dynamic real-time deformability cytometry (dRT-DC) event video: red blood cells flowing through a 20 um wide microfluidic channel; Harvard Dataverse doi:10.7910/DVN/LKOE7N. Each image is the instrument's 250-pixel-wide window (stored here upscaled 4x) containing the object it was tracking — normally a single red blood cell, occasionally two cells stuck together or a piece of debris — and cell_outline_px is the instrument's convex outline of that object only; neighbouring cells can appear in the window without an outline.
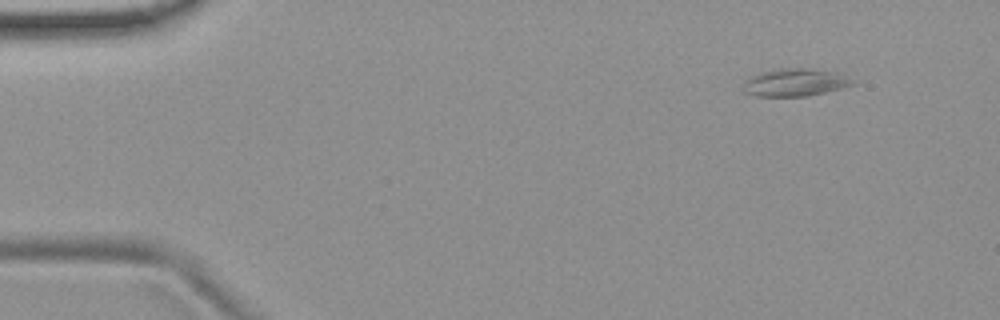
{"species": "common noctule bat (a hibernating species)", "species_latin": "Nyctalus noctula", "temperature_condition": "room temperature", "stored_images_in_passage": 54, "camera_frame_rate_fps": 3000, "um_per_image_px": 0.085, "animal": {"sex": "female", "body_mass_g": 19.9}, "frame": {"image": 1, "passage_image": 6, "time_ms": 1.667, "image_size_px": [1000, 320], "cell_outline_px": [[856, 84], [808, 96], [756, 96], [744, 92], [744, 80], [748, 76], [760, 72], [780, 68], [812, 68], [836, 72]], "centroid_in_image_um": [67.5, 7.0], "position_along_channel_um": 17.5, "area_um2": 17.51}}
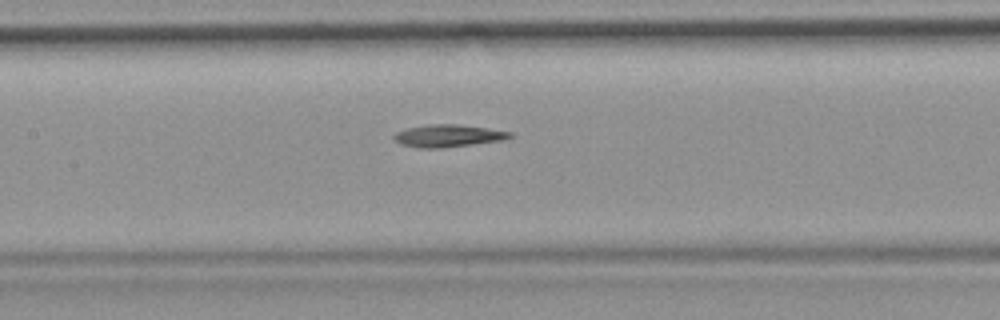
{"frame": {"image": 2, "passage_image": 26, "time_ms": 8.333, "image_size_px": [1000, 320], "cell_outline_px": [[512, 136], [508, 140], [444, 148], [420, 148], [400, 144], [392, 136], [396, 132], [408, 128], [428, 124], [460, 124], [488, 128], [512, 132]], "centroid_in_image_um": [38.14, 11.55], "position_along_channel_um": 169.3, "area_um2": 15.37}}
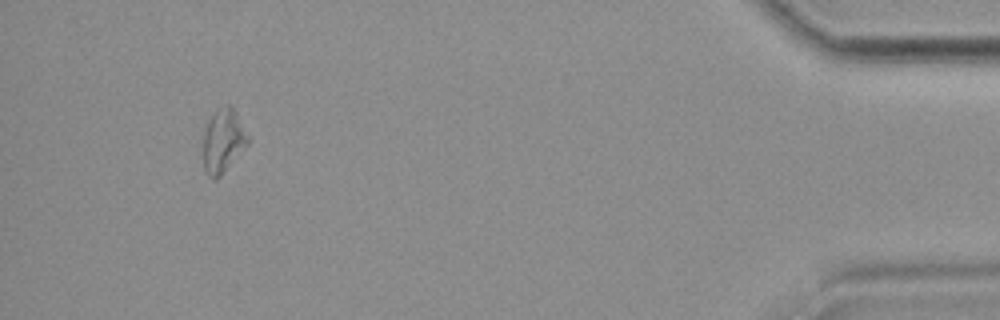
{"frame": {"image": 3, "passage_image": 51, "time_ms": 16.667, "image_size_px": [1000, 320], "cell_outline_px": [[248, 144], [220, 176], [216, 180], [212, 180], [208, 176], [204, 168], [204, 132], [208, 120], [216, 112], [228, 104], [236, 112], [248, 136]], "centroid_in_image_um": [18.96, 12.01], "position_along_channel_um": 416.2, "area_um2": 16.13}}